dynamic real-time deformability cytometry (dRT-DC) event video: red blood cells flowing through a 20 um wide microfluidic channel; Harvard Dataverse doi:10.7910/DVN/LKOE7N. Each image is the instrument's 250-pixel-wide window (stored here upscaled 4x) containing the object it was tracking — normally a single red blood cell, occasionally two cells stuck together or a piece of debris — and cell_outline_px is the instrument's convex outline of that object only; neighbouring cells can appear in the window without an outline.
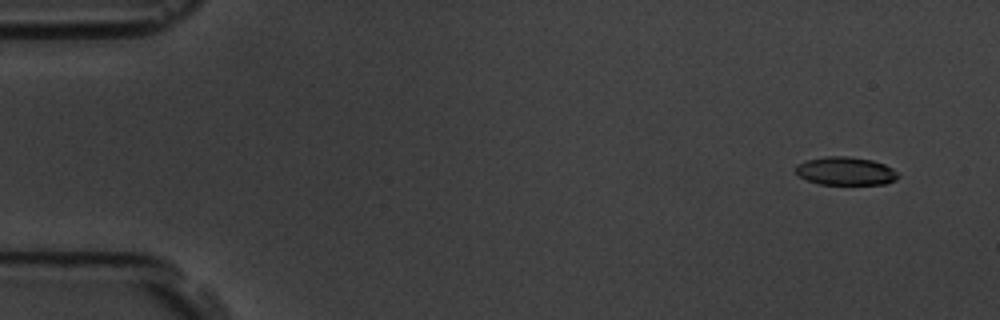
{"species": "common noctule bat (a hibernating species)", "species_latin": "Nyctalus noctula", "temperature_condition": "room temperature", "stored_images_in_passage": 7, "camera_frame_rate_fps": 3000, "um_per_image_px": 0.085, "animal": {"sex": "male", "body_mass_g": 19.5, "forearm_length_mm": 54.6}, "frame": {"image": 1, "passage_image": 2, "time_ms": 1.0, "image_size_px": [1000, 320], "cell_outline_px": [[900, 176], [896, 180], [884, 184], [820, 184], [808, 180], [800, 176], [796, 172], [796, 164], [804, 160], [824, 156], [848, 156], [872, 160], [884, 164], [892, 168]], "centroid_in_image_um": [71.87, 14.53], "position_along_channel_um": 13.1, "area_um2": 16.88}}
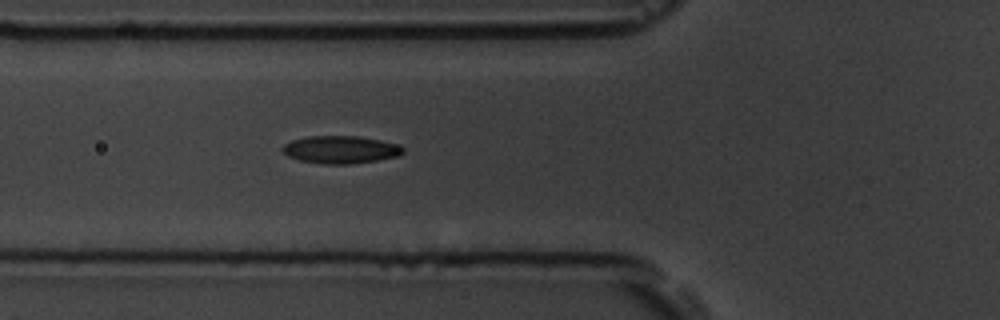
{"frame": {"image": 2, "passage_image": 7, "time_ms": 6.667, "image_size_px": [1000, 320], "cell_outline_px": [[404, 152], [400, 156], [376, 160], [348, 164], [324, 164], [300, 160], [288, 156], [280, 148], [284, 144], [292, 140], [308, 136], [360, 136], [400, 144], [404, 148]], "centroid_in_image_um": [28.98, 12.71], "position_along_channel_um": 96.8, "area_um2": 19.48}}